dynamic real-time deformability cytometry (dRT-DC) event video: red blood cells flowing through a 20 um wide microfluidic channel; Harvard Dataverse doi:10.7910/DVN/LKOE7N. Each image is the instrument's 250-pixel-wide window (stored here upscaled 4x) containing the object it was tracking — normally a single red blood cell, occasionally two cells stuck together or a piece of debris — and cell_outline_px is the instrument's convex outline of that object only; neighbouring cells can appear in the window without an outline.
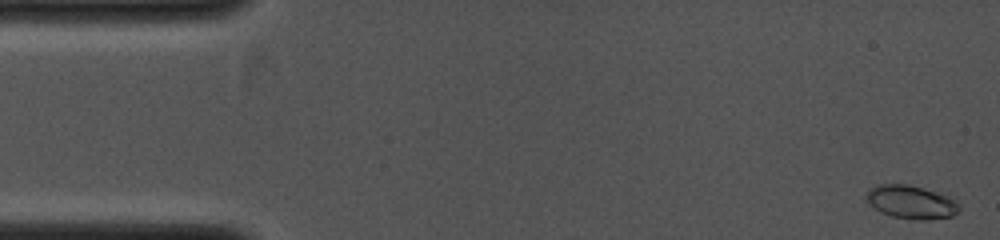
{"species": "common noctule bat (a hibernating species)", "species_latin": "Nyctalus noctula", "temperature_condition": "cold", "stored_images_in_passage": 43, "camera_frame_rate_fps": 4000, "um_per_image_px": 0.085, "animal": {"sex": "female", "body_mass_g": 19.0, "forearm_length_mm": 53.3}, "frame": {"image": 1, "passage_image": 1, "time_ms": 0.0, "image_size_px": [1000, 240], "cell_outline_px": [[960, 212], [952, 216], [928, 220], [916, 220], [892, 216], [880, 212], [864, 196], [868, 188], [880, 184], [908, 184], [924, 188], [948, 196], [956, 200], [960, 204]], "centroid_in_image_um": [77.48, 17.17], "position_along_channel_um": 7.5, "area_um2": 18.21}}
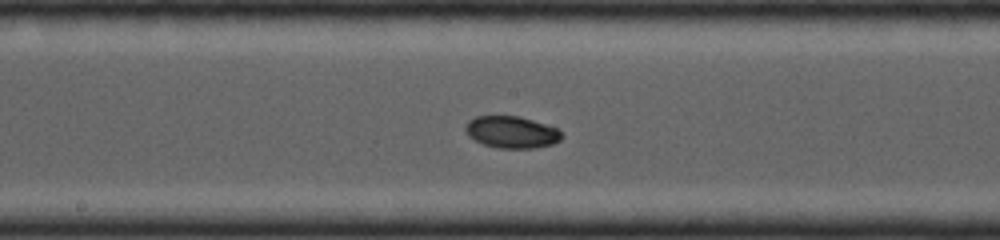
{"frame": {"image": 2, "passage_image": 23, "time_ms": 5.5, "image_size_px": [1000, 240], "cell_outline_px": [[564, 136], [560, 140], [552, 144], [536, 148], [500, 148], [484, 144], [468, 136], [464, 128], [468, 120], [476, 116], [520, 116], [556, 128]], "centroid_in_image_um": [43.47, 11.23], "position_along_channel_um": 204.7, "area_um2": 17.8}}
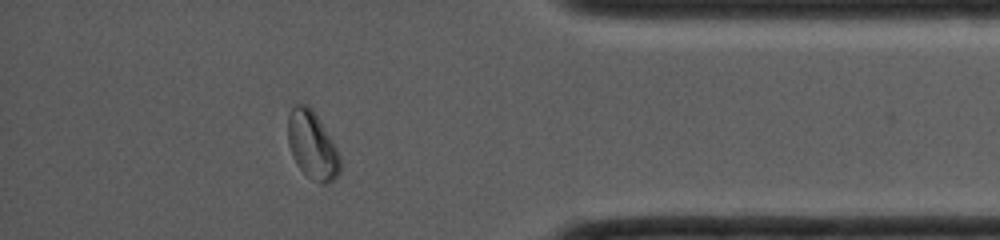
{"frame": {"image": 3, "passage_image": 38, "time_ms": 9.25, "image_size_px": [1000, 240], "cell_outline_px": [[340, 172], [328, 184], [320, 184], [308, 176], [296, 164], [292, 156], [288, 144], [288, 116], [292, 108], [296, 104], [308, 104], [312, 108], [336, 148], [340, 156]], "centroid_in_image_um": [26.53, 12.35], "position_along_channel_um": 408.7, "area_um2": 20.4}}